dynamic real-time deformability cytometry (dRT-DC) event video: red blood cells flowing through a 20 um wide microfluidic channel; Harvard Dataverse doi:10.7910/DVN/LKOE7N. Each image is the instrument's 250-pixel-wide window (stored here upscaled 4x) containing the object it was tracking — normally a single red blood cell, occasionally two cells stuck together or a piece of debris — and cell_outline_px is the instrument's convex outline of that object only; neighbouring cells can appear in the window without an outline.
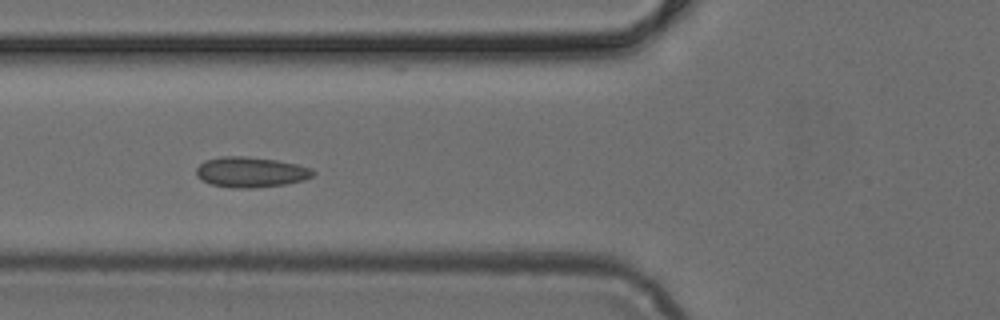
{"species": "common noctule bat (a hibernating species)", "species_latin": "Nyctalus noctula", "temperature_condition": "cold", "stored_images_in_passage": 6, "camera_frame_rate_fps": 3000, "um_per_image_px": 0.085, "animal": {"sex": "female", "body_mass_g": 24.6, "forearm_length_mm": 56.2}, "frame": {"image": 1, "passage_image": 4, "time_ms": 1.0, "image_size_px": [1000, 320], "cell_outline_px": [[316, 172], [312, 176], [304, 180], [284, 184], [252, 188], [232, 188], [212, 184], [196, 176], [196, 168], [204, 160], [220, 156], [248, 156], [276, 160], [296, 164], [312, 168]], "centroid_in_image_um": [21.31, 14.62], "position_along_channel_um": 104.5, "area_um2": 20.69}}
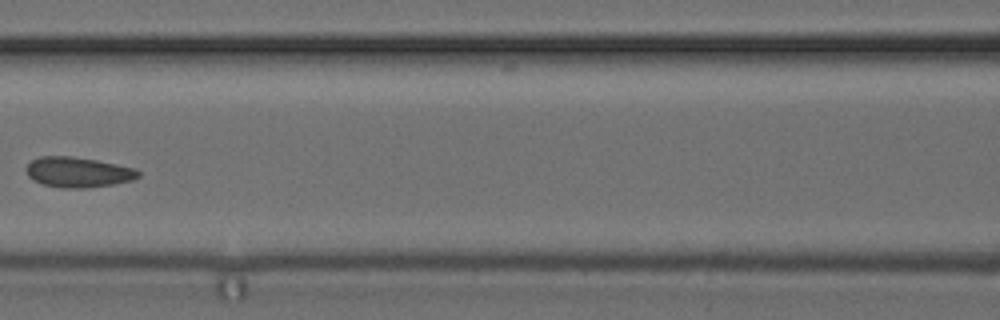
{"frame": {"image": 2, "passage_image": 5, "time_ms": 1.333, "image_size_px": [1000, 320], "cell_outline_px": [[140, 176], [132, 180], [112, 184], [88, 188], [60, 188], [44, 184], [32, 180], [28, 176], [28, 164], [32, 160], [40, 156], [72, 156], [96, 160], [136, 168], [140, 172]], "centroid_in_image_um": [6.65, 14.64], "position_along_channel_um": 159.9, "area_um2": 19.71}}
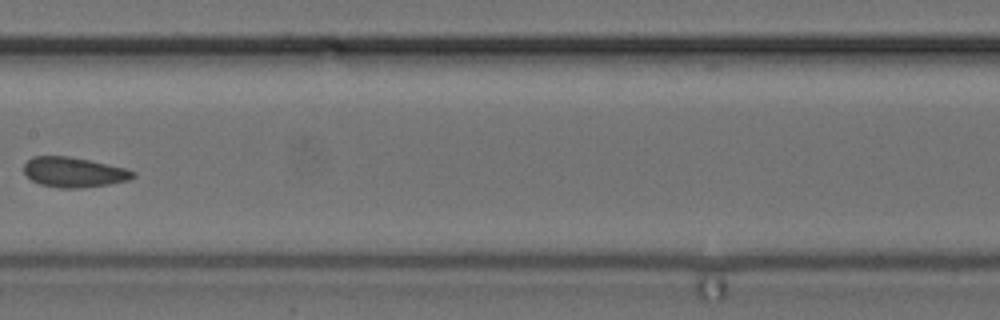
{"frame": {"image": 3, "passage_image": 6, "time_ms": 1.667, "image_size_px": [1000, 320], "cell_outline_px": [[136, 176], [128, 180], [108, 184], [80, 188], [60, 188], [40, 184], [32, 180], [24, 172], [24, 164], [32, 156], [68, 156], [88, 160], [124, 168], [136, 172]], "centroid_in_image_um": [6.26, 14.64], "position_along_channel_um": 201.1, "area_um2": 18.9}}